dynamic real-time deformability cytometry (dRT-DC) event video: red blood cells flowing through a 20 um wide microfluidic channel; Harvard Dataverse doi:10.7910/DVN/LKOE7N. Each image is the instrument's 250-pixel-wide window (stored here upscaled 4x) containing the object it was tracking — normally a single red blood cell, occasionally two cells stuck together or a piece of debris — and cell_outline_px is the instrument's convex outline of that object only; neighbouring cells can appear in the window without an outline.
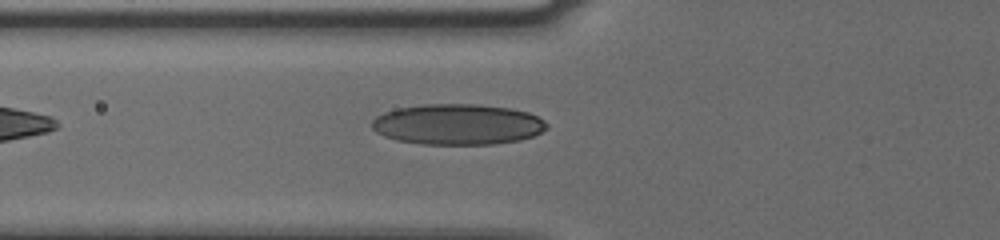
{"species": "human", "species_latin": "Homo sapiens", "temperature_condition": "cold", "stored_images_in_passage": 7, "camera_frame_rate_fps": 3000, "um_per_image_px": 0.085, "donor": {"sex": "male"}, "frame": {"image": 1, "passage_image": 7, "time_ms": 2.0, "image_size_px": [1000, 240], "cell_outline_px": [[548, 128], [532, 136], [520, 140], [496, 144], [420, 144], [396, 140], [384, 136], [376, 132], [372, 128], [372, 120], [376, 116], [384, 112], [396, 108], [424, 104], [480, 104], [508, 108], [528, 112], [544, 120], [548, 124]], "centroid_in_image_um": [38.88, 10.57], "position_along_channel_um": 86.9, "area_um2": 41.67}}